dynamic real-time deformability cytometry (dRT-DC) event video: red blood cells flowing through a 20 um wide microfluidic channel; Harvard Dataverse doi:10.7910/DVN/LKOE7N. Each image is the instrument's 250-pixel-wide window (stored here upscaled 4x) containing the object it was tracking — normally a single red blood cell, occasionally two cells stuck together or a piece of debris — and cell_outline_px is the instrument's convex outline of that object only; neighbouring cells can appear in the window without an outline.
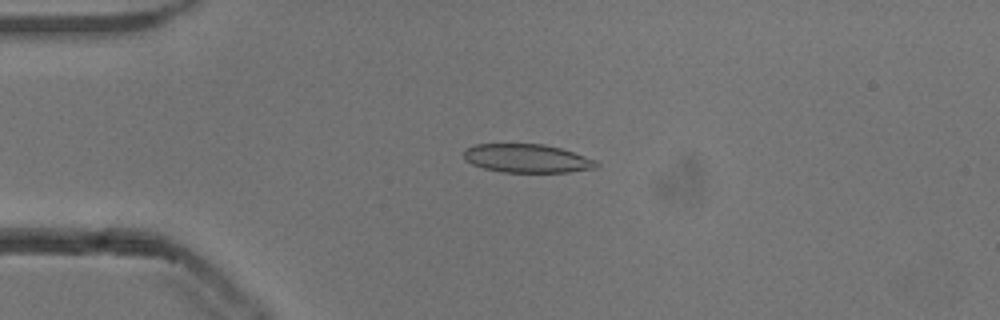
{"species": "common noctule bat (a hibernating species)", "species_latin": "Nyctalus noctula", "temperature_condition": "cold", "stored_images_in_passage": 53, "camera_frame_rate_fps": 3000, "um_per_image_px": 0.085, "animal": {"sex": "male", "body_mass_g": 13.3}, "frame": {"image": 1, "passage_image": 13, "time_ms": 4.0, "image_size_px": [1000, 320], "cell_outline_px": [[600, 164], [596, 168], [568, 172], [500, 172], [484, 168], [472, 164], [464, 160], [464, 148], [476, 144], [544, 144], [560, 148], [596, 160]], "centroid_in_image_um": [44.77, 13.46], "position_along_channel_um": 40.2, "area_um2": 22.08}}
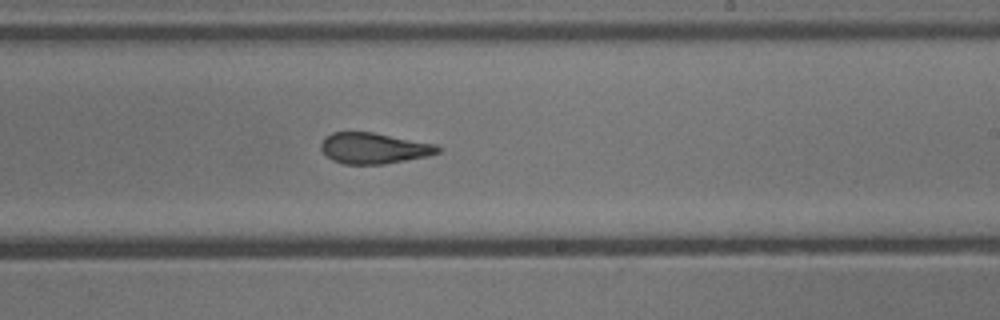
{"frame": {"image": 2, "passage_image": 32, "time_ms": 10.333, "image_size_px": [1000, 320], "cell_outline_px": [[440, 152], [428, 156], [384, 164], [344, 164], [332, 160], [320, 148], [320, 144], [324, 136], [332, 132], [372, 132], [436, 144], [440, 148]], "centroid_in_image_um": [31.76, 12.59], "position_along_channel_um": 257.2, "area_um2": 21.04}}
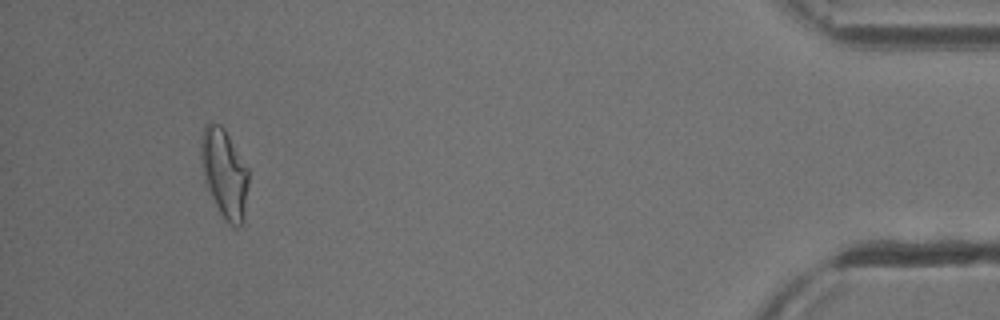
{"frame": {"image": 3, "passage_image": 50, "time_ms": 16.333, "image_size_px": [1000, 320], "cell_outline_px": [[248, 184], [244, 220], [240, 224], [232, 228], [224, 220], [204, 180], [200, 164], [200, 136], [204, 124], [208, 120], [220, 124], [224, 128], [248, 168]], "centroid_in_image_um": [19.04, 14.68], "position_along_channel_um": 416.2, "area_um2": 24.97}, "authors_computed_cell_mechanics": {"area_um2": 22.4264, "velocity_mm_per_s": 3.8554, "shape_relaxation_time_tau1_ms": 7.7405, "shape_relaxation_time_tau2_ms": 1.8112, "deformation_change_tau1": 0.1917, "deformation_change_tau2": 0.0991}}